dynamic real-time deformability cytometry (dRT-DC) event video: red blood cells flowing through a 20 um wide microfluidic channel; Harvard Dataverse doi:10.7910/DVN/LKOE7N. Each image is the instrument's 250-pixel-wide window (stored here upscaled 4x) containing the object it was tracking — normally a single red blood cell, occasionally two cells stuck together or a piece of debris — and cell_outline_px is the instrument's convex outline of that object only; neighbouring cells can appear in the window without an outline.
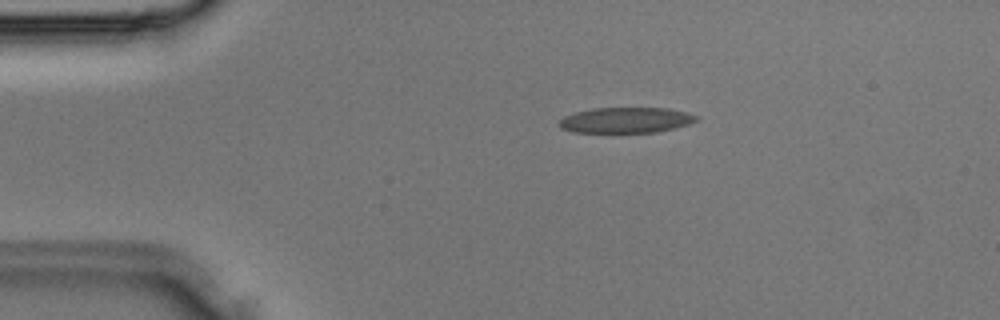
{"species": "Egyptian fruit bat (a non-hibernating species)", "species_latin": "Rousettus aegyptiacus", "temperature_condition": "room temperature", "stored_images_in_passage": 32, "camera_frame_rate_fps": 3000, "um_per_image_px": 0.085, "animal": {"sex": "male"}, "frame": {"image": 1, "passage_image": 4, "time_ms": 1.0, "image_size_px": [1000, 320], "cell_outline_px": [[700, 120], [676, 128], [656, 132], [572, 132], [560, 128], [560, 120], [564, 116], [576, 112], [592, 108], [668, 108], [700, 116]], "centroid_in_image_um": [53.24, 10.21], "position_along_channel_um": 31.8, "area_um2": 20.46}}
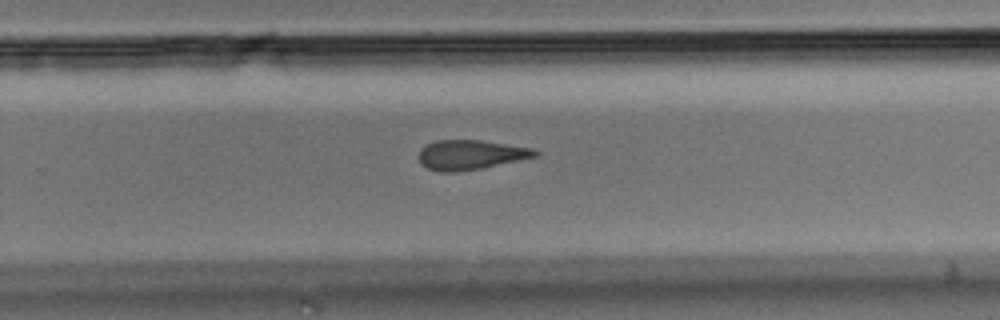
{"frame": {"image": 2, "passage_image": 20, "time_ms": 6.333, "image_size_px": [1000, 320], "cell_outline_px": [[540, 152], [536, 156], [480, 168], [456, 172], [440, 172], [428, 168], [420, 164], [420, 148], [436, 140], [480, 140], [532, 148]], "centroid_in_image_um": [39.96, 13.15], "position_along_channel_um": 289.8, "area_um2": 19.77}}
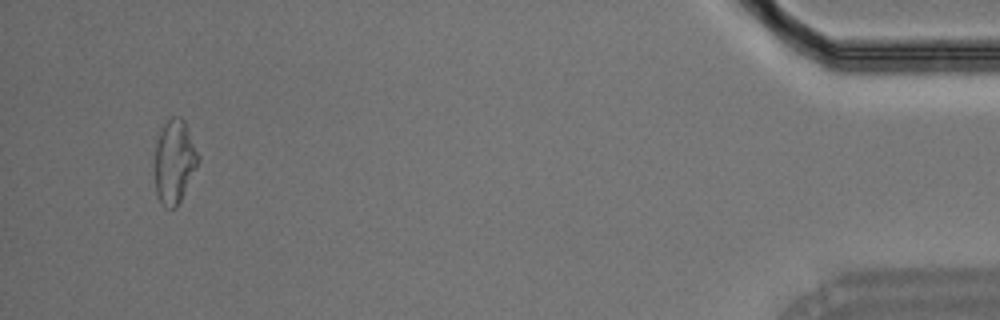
{"frame": {"image": 3, "passage_image": 31, "time_ms": 10.0, "image_size_px": [1000, 320], "cell_outline_px": [[200, 160], [176, 208], [164, 208], [156, 196], [156, 144], [160, 132], [164, 124], [172, 116], [180, 116], [184, 120], [188, 128], [200, 156]], "centroid_in_image_um": [14.84, 13.73], "position_along_channel_um": 420.4, "area_um2": 20.98}}